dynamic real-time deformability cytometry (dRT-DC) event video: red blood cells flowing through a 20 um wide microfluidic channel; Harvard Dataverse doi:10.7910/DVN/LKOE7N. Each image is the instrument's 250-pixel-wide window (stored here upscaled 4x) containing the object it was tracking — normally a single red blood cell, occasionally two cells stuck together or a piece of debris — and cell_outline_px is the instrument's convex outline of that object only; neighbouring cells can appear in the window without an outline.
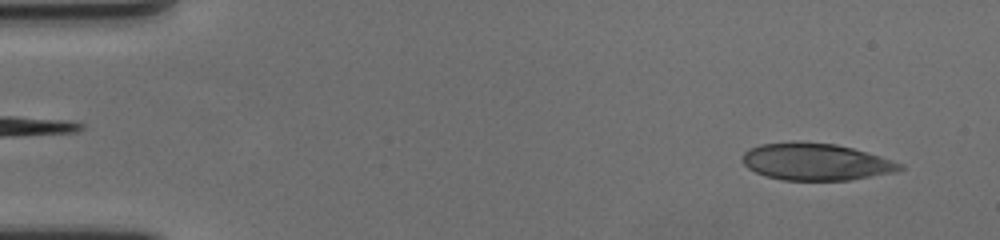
{"species": "human", "species_latin": "Homo sapiens", "temperature_condition": "cold", "stored_images_in_passage": 57, "camera_frame_rate_fps": 3000, "um_per_image_px": 0.085, "donor": {"sex": "female"}, "frame": {"image": 1, "passage_image": 3, "time_ms": 0.667, "image_size_px": [1000, 240], "cell_outline_px": [[904, 168], [896, 172], [848, 180], [780, 180], [756, 172], [748, 168], [744, 164], [744, 152], [760, 144], [796, 140], [836, 144], [852, 148], [880, 156], [904, 164]], "centroid_in_image_um": [69.36, 13.74], "position_along_channel_um": 15.6, "area_um2": 33.99}}
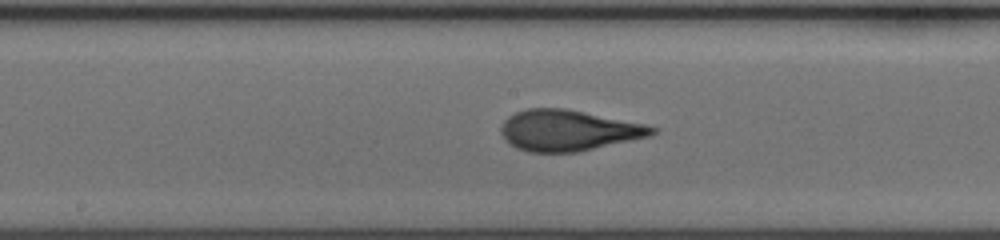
{"frame": {"image": 2, "passage_image": 29, "time_ms": 9.333, "image_size_px": [1000, 240], "cell_outline_px": [[656, 132], [648, 136], [576, 152], [528, 152], [516, 148], [504, 140], [500, 132], [500, 128], [504, 120], [508, 116], [516, 112], [528, 108], [564, 108], [644, 124], [656, 128]], "centroid_in_image_um": [48.22, 11.08], "position_along_channel_um": 200.0, "area_um2": 35.6}}
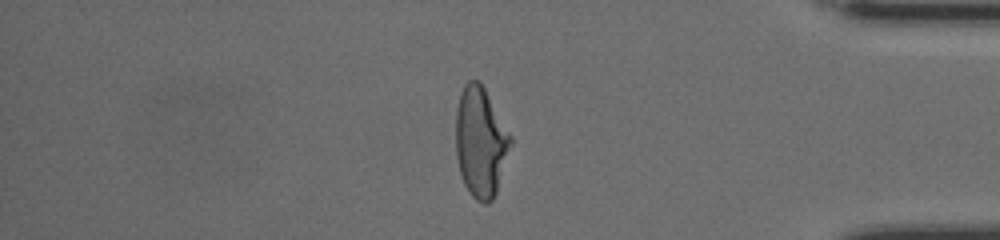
{"frame": {"image": 3, "passage_image": 48, "time_ms": 15.667, "image_size_px": [1000, 240], "cell_outline_px": [[512, 144], [496, 192], [492, 200], [488, 204], [484, 204], [476, 200], [468, 192], [464, 184], [460, 172], [456, 156], [456, 108], [460, 92], [464, 84], [468, 80], [480, 80], [512, 136]], "centroid_in_image_um": [40.85, 12.06], "position_along_channel_um": 394.4, "area_um2": 35.43}, "authors_computed_cell_mechanics": {"area_um2": 34.8534, "velocity_mm_per_s": 3.5176, "shape_relaxation_time_tau1_ms": 7.8671, "shape_relaxation_time_tau2_ms": 0.9698, "deformation_change_tau1": 0.2509, "deformation_change_tau2": 0.0646}}